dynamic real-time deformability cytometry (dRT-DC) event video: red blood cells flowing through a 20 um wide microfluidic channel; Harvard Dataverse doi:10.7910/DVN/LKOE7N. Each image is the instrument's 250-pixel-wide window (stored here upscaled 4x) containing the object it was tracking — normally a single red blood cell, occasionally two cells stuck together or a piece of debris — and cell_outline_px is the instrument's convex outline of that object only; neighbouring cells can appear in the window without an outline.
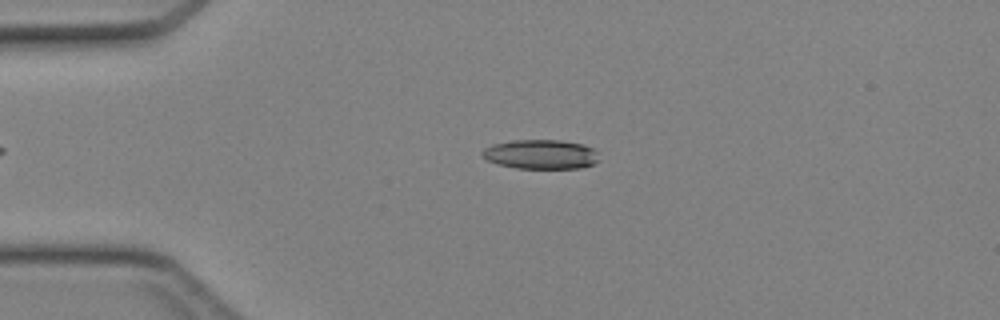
{"species": "Egyptian fruit bat (a non-hibernating species)", "species_latin": "Rousettus aegyptiacus", "temperature_condition": "cold", "stored_images_in_passage": 40, "camera_frame_rate_fps": 3000, "um_per_image_px": 0.085, "animal": {"sex": "female"}, "frame": {"image": 1, "passage_image": 10, "time_ms": 3.0, "image_size_px": [1000, 320], "cell_outline_px": [[600, 160], [592, 164], [580, 168], [516, 168], [496, 164], [480, 156], [480, 152], [484, 148], [492, 144], [512, 140], [560, 140], [584, 144], [592, 148], [596, 152]], "centroid_in_image_um": [45.93, 13.11], "position_along_channel_um": 39.1, "area_um2": 20.17}}
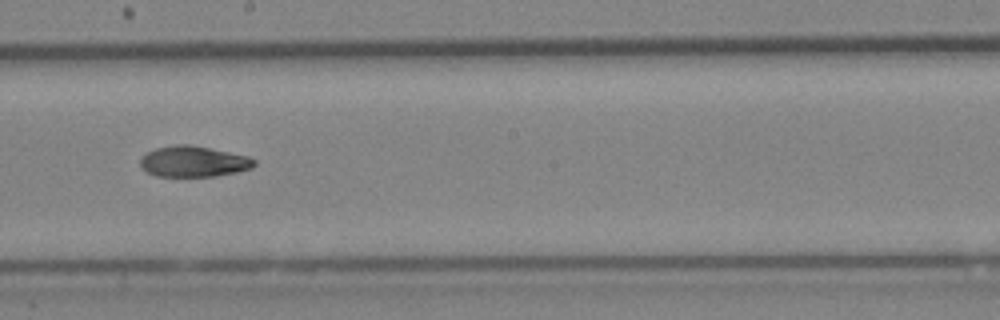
{"frame": {"image": 2, "passage_image": 25, "time_ms": 8.0, "image_size_px": [1000, 320], "cell_outline_px": [[256, 164], [252, 168], [236, 172], [216, 176], [156, 176], [148, 172], [140, 164], [140, 156], [156, 148], [176, 144], [188, 144], [248, 156], [256, 160]], "centroid_in_image_um": [16.45, 13.73], "position_along_channel_um": 231.8, "area_um2": 20.35}}
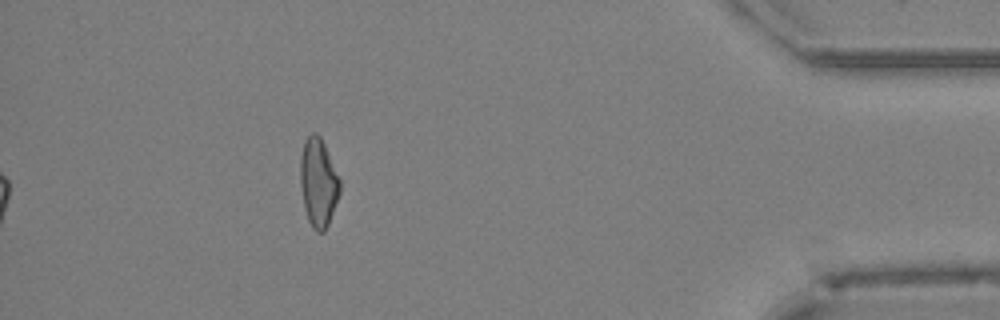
{"frame": {"image": 3, "passage_image": 40, "time_ms": 13.0, "image_size_px": [1000, 320], "cell_outline_px": [[340, 192], [328, 224], [324, 232], [316, 232], [312, 228], [308, 220], [304, 208], [300, 184], [300, 156], [304, 140], [312, 132], [316, 132], [320, 136], [324, 144], [340, 180]], "centroid_in_image_um": [27.03, 15.51], "position_along_channel_um": 408.2, "area_um2": 20.4}}